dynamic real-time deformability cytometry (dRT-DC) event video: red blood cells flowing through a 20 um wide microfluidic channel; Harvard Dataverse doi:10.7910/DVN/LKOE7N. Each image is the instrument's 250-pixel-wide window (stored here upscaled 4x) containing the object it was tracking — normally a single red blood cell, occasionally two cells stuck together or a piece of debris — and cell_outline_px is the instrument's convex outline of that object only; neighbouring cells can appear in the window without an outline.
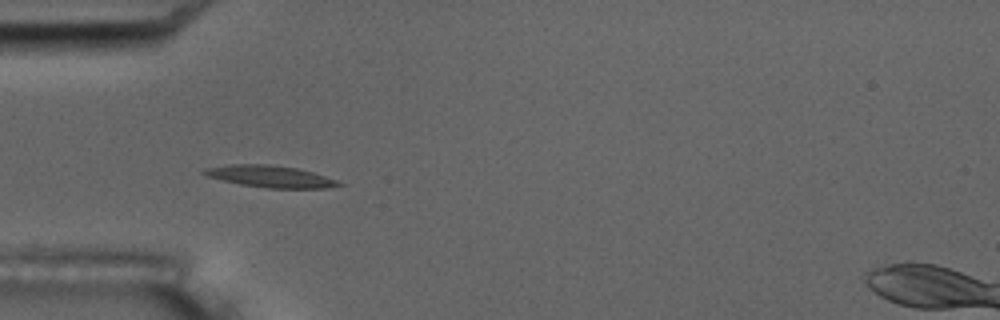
{"species": "common noctule bat (a hibernating species)", "species_latin": "Nyctalus noctula", "temperature_condition": "room temperature", "stored_images_in_passage": 6, "camera_frame_rate_fps": 3000, "um_per_image_px": 0.085, "animal": {"sex": "male", "body_mass_g": 17.5, "forearm_length_mm": 52.3}, "frame": {"image": 1, "passage_image": 5, "time_ms": 4.667, "image_size_px": [1000, 320], "cell_outline_px": [[344, 184], [328, 188], [268, 188], [240, 184], [208, 176], [200, 172], [204, 168], [232, 164], [268, 164], [296, 168], [312, 172], [336, 180]], "centroid_in_image_um": [22.96, 14.99], "position_along_channel_um": 62.0, "area_um2": 16.88}}